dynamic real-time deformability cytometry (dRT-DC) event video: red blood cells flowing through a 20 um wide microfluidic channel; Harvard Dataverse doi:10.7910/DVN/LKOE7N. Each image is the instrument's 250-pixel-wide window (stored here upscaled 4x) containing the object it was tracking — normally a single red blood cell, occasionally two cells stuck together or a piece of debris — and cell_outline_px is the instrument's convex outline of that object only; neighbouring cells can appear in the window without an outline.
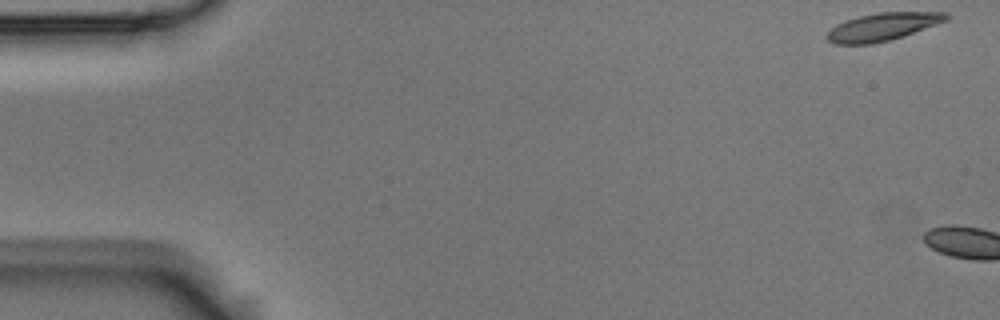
{"species": "Egyptian fruit bat (a non-hibernating species)", "species_latin": "Rousettus aegyptiacus", "temperature_condition": "room temperature", "stored_images_in_passage": 4, "camera_frame_rate_fps": 3000, "um_per_image_px": 0.085, "animal": {"sex": "male"}, "frame": {"image": 1, "passage_image": 1, "time_ms": 0.0, "image_size_px": [1000, 320], "cell_outline_px": [[948, 20], [888, 40], [872, 44], [836, 44], [828, 40], [824, 36], [836, 24], [844, 20], [876, 12], [948, 12]], "centroid_in_image_um": [74.97, 2.27], "position_along_channel_um": 10.0, "area_um2": 19.02}}